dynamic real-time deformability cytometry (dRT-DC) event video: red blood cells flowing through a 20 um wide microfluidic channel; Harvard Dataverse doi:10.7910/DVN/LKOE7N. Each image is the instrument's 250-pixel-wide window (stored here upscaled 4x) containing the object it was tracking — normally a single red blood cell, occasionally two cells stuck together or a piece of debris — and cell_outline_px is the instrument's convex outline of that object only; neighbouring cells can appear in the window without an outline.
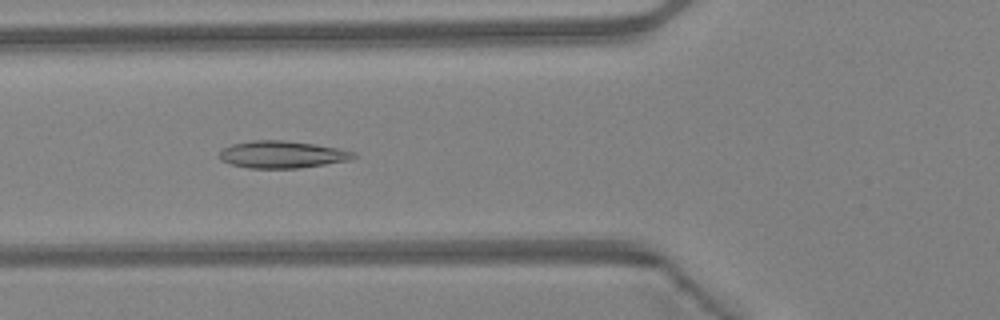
{"species": "Egyptian fruit bat (a non-hibernating species)", "species_latin": "Rousettus aegyptiacus", "temperature_condition": "warm", "stored_images_in_passage": 41, "camera_frame_rate_fps": 3000, "um_per_image_px": 0.085, "animal": {"sex": "female"}, "frame": {"image": 1, "passage_image": 12, "time_ms": 3.667, "image_size_px": [1000, 320], "cell_outline_px": [[356, 156], [352, 160], [300, 168], [248, 168], [232, 164], [220, 160], [220, 152], [224, 148], [232, 144], [252, 140], [284, 140], [316, 144], [340, 148], [356, 152]], "centroid_in_image_um": [24.04, 13.13], "position_along_channel_um": 101.8, "area_um2": 21.39}}
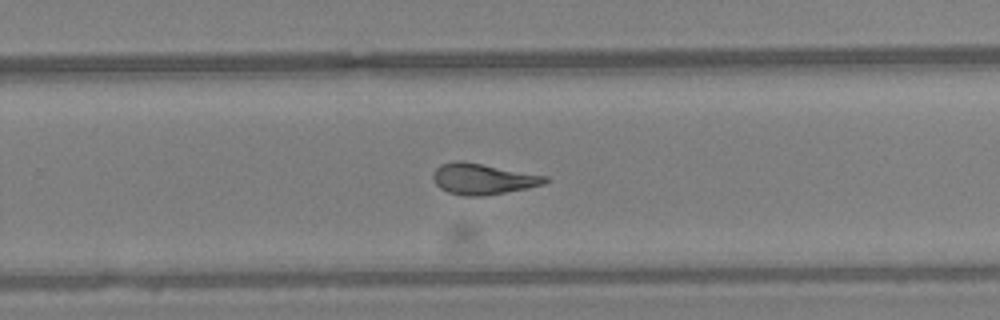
{"frame": {"image": 2, "passage_image": 25, "time_ms": 8.0, "image_size_px": [1000, 320], "cell_outline_px": [[548, 180], [544, 184], [528, 188], [484, 196], [464, 196], [448, 192], [440, 188], [432, 180], [432, 176], [436, 168], [440, 164], [456, 160], [464, 160], [548, 176]], "centroid_in_image_um": [41.02, 15.2], "position_along_channel_um": 288.8, "area_um2": 20.46}}
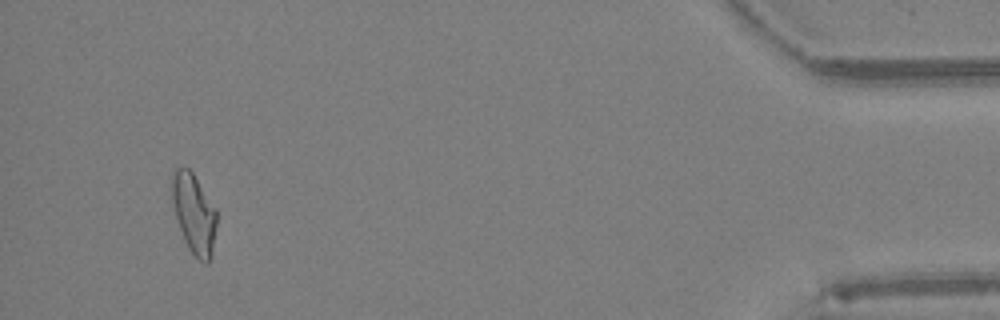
{"frame": {"image": 3, "passage_image": 39, "time_ms": 12.667, "image_size_px": [1000, 320], "cell_outline_px": [[216, 224], [212, 256], [208, 264], [204, 264], [188, 248], [180, 228], [172, 204], [168, 184], [172, 172], [176, 168], [188, 168], [192, 172], [216, 208]], "centroid_in_image_um": [16.45, 18.11], "position_along_channel_um": 418.7, "area_um2": 21.04}, "authors_computed_cell_mechanics": {"area_um2": 20.2878, "velocity_mm_per_s": 4.3346, "shape_relaxation_time_tau1_ms": 10.7352, "shape_relaxation_time_tau2_ms": 1.5174, "deformation_change_tau1": 0.2851, "deformation_change_tau2": 0.0937}}